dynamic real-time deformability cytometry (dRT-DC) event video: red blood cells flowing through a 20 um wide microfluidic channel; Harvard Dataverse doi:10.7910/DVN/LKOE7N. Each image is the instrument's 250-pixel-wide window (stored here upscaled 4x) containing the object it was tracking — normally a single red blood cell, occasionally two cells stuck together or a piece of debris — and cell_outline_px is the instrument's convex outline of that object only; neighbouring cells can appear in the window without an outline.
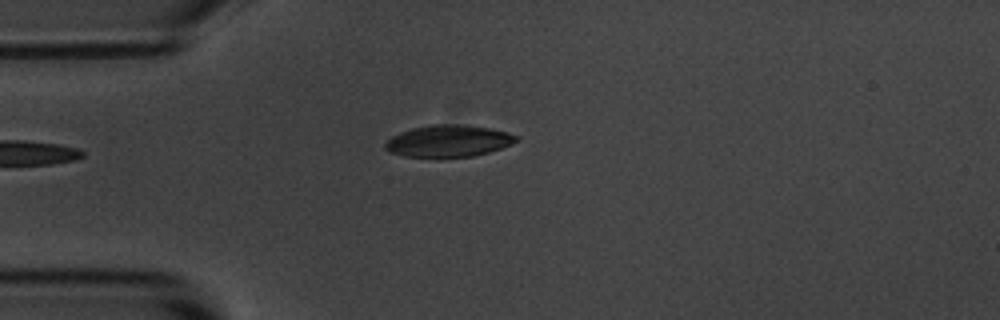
{"species": "common noctule bat (a hibernating species)", "species_latin": "Nyctalus noctula", "temperature_condition": "room temperature", "stored_images_in_passage": 4, "camera_frame_rate_fps": 3000, "um_per_image_px": 0.085, "animal": {"sex": "male", "body_mass_g": 20.1, "forearm_length_mm": 53.5}, "frame": {"image": 1, "passage_image": 4, "time_ms": 4.333, "image_size_px": [1000, 320], "cell_outline_px": [[520, 140], [512, 144], [488, 152], [472, 156], [404, 156], [388, 152], [384, 148], [384, 144], [392, 136], [400, 132], [412, 128], [432, 124], [456, 124], [488, 128], [508, 132], [520, 136]], "centroid_in_image_um": [38.12, 11.97], "position_along_channel_um": 46.9, "area_um2": 24.1}}